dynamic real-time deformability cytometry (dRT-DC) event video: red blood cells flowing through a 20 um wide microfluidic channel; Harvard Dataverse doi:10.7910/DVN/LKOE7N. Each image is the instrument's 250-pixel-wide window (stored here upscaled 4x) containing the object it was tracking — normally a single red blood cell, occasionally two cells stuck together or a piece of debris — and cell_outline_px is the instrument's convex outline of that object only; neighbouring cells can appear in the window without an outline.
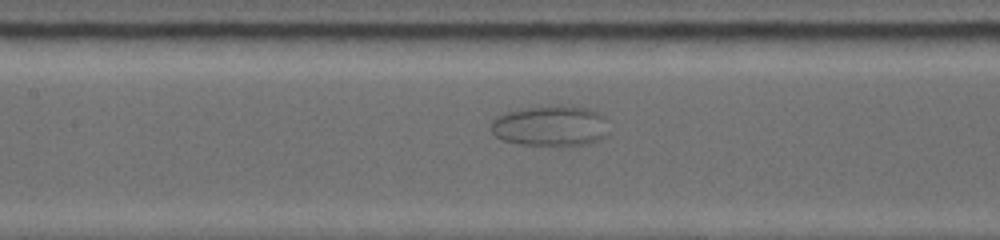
{"species": "common noctule bat (a hibernating species)", "species_latin": "Nyctalus noctula", "temperature_condition": "warm", "stored_images_in_passage": 53, "camera_frame_rate_fps": 5000, "um_per_image_px": 0.085, "animal": {"sex": "female", "body_mass_g": 19.0, "forearm_length_mm": 53.3}, "frame": {"image": 1, "passage_image": 18, "time_ms": 4.2, "image_size_px": [1000, 240], "cell_outline_px": [[608, 132], [600, 140], [592, 144], [560, 148], [520, 144], [504, 140], [496, 136], [488, 128], [492, 120], [496, 116], [508, 112], [528, 108], [584, 108], [600, 112], [604, 116]], "centroid_in_image_um": [46.8, 10.79], "position_along_channel_um": 160.6, "area_um2": 27.98}}
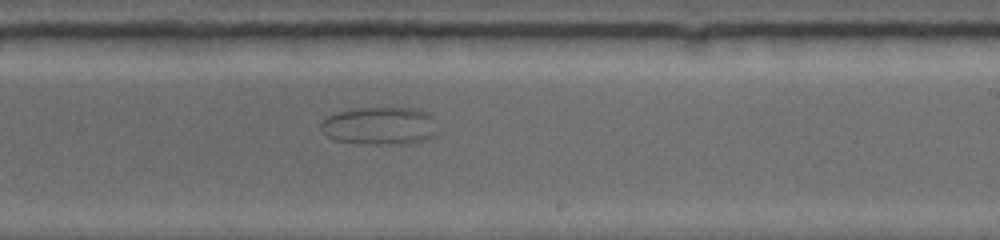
{"frame": {"image": 2, "passage_image": 32, "time_ms": 7.0, "image_size_px": [1000, 240], "cell_outline_px": [[436, 136], [420, 140], [388, 144], [372, 144], [336, 140], [328, 136], [320, 128], [320, 124], [328, 116], [336, 112], [352, 108], [412, 108], [428, 112], [432, 116], [436, 132]], "centroid_in_image_um": [32.25, 10.67], "position_along_channel_um": 256.7, "area_um2": 25.32}}
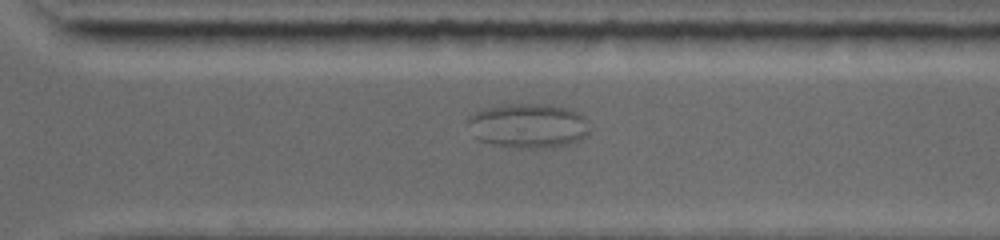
{"frame": {"image": 3, "passage_image": 42, "time_ms": 9.0, "image_size_px": [1000, 240], "cell_outline_px": [[588, 136], [580, 140], [568, 144], [544, 148], [528, 148], [496, 144], [476, 140], [468, 124], [468, 116], [476, 112], [488, 108], [516, 104], [548, 104], [580, 112], [588, 120]], "centroid_in_image_um": [44.94, 10.69], "position_along_channel_um": 325.7, "area_um2": 31.33}}